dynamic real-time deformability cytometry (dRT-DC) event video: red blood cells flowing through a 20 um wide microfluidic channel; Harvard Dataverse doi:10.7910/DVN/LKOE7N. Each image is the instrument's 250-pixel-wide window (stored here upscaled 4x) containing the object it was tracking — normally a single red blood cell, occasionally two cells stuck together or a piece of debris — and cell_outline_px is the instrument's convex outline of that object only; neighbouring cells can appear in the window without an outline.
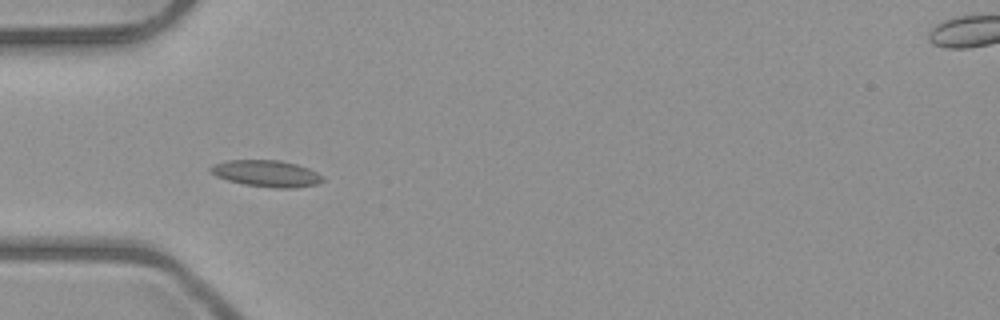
{"species": "common noctule bat (a hibernating species)", "species_latin": "Nyctalus noctula", "temperature_condition": "room temperature", "stored_images_in_passage": 7, "camera_frame_rate_fps": 3000, "um_per_image_px": 0.085, "animal": {"sex": "male", "body_mass_g": 23.1, "forearm_length_mm": 52.7}, "frame": {"image": 1, "passage_image": 5, "time_ms": 4.667, "image_size_px": [1000, 320], "cell_outline_px": [[324, 180], [316, 184], [292, 188], [272, 188], [244, 184], [228, 180], [216, 176], [208, 172], [208, 168], [212, 164], [228, 160], [280, 160], [296, 164], [308, 168], [324, 176]], "centroid_in_image_um": [22.62, 14.74], "position_along_channel_um": 62.4, "area_um2": 17.46}}
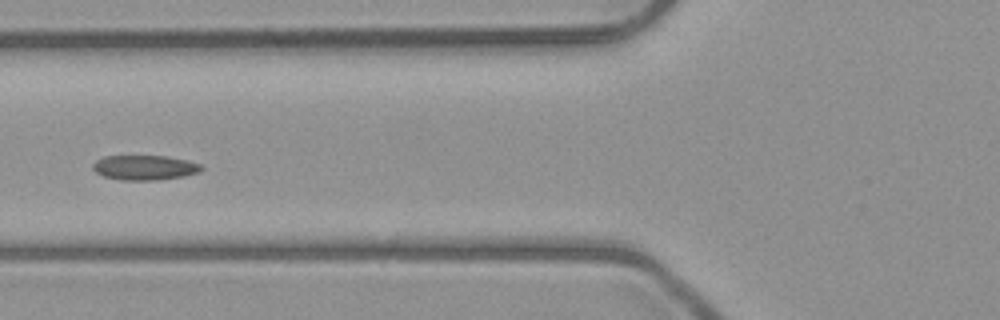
{"frame": {"image": 2, "passage_image": 6, "time_ms": 6.0, "image_size_px": [1000, 320], "cell_outline_px": [[204, 168], [200, 172], [184, 176], [156, 180], [120, 180], [104, 176], [96, 172], [92, 168], [92, 164], [96, 160], [104, 156], [164, 156], [188, 160], [200, 164]], "centroid_in_image_um": [12.3, 14.24], "position_along_channel_um": 113.5, "area_um2": 15.72}}
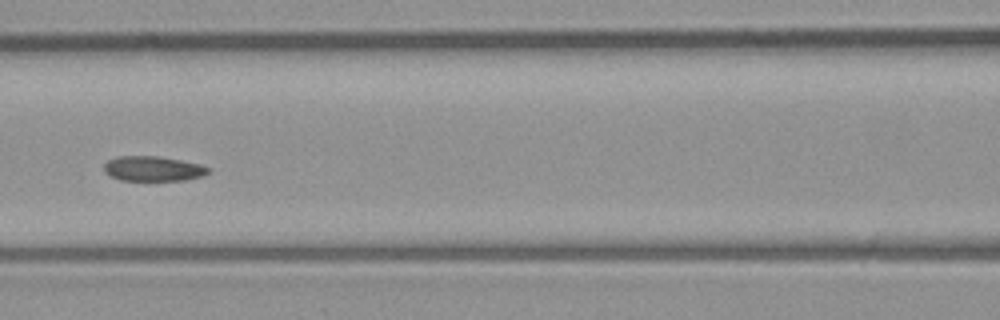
{"frame": {"image": 3, "passage_image": 7, "time_ms": 7.0, "image_size_px": [1000, 320], "cell_outline_px": [[212, 172], [204, 176], [184, 180], [120, 180], [104, 172], [104, 164], [108, 160], [116, 156], [160, 156], [200, 164], [212, 168]], "centroid_in_image_um": [13.06, 14.33], "position_along_channel_um": 153.5, "area_um2": 15.32}}